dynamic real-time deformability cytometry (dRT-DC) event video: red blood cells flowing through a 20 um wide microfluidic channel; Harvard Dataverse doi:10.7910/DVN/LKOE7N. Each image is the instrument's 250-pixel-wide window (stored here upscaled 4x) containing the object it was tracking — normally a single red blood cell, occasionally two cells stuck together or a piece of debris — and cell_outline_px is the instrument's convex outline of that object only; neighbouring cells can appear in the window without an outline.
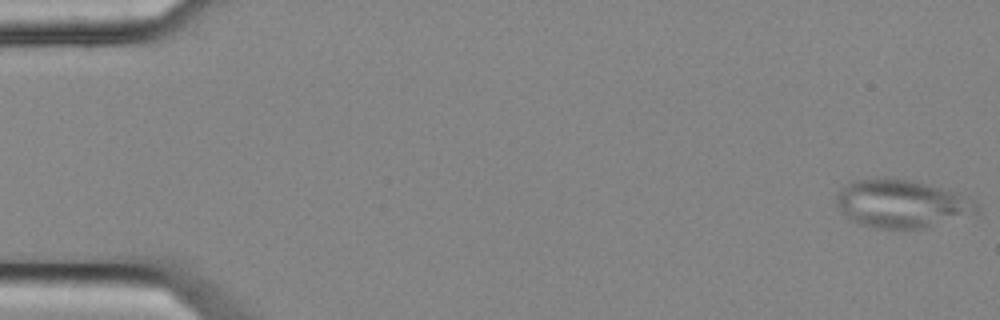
{"species": "common noctule bat (a hibernating species)", "species_latin": "Nyctalus noctula", "temperature_condition": "cold", "stored_images_in_passage": 10, "camera_frame_rate_fps": 3000, "um_per_image_px": 0.085, "animal": {"sex": "female", "body_mass_g": 25.1}, "frame": {"image": 1, "passage_image": 1, "time_ms": 0.0, "image_size_px": [1000, 320], "cell_outline_px": [[980, 212], [920, 228], [880, 228], [864, 224], [848, 216], [836, 204], [836, 196], [848, 184], [856, 180], [908, 180], [956, 192], [976, 200], [980, 204]], "centroid_in_image_um": [76.73, 17.33], "position_along_channel_um": 8.3, "area_um2": 37.74}}